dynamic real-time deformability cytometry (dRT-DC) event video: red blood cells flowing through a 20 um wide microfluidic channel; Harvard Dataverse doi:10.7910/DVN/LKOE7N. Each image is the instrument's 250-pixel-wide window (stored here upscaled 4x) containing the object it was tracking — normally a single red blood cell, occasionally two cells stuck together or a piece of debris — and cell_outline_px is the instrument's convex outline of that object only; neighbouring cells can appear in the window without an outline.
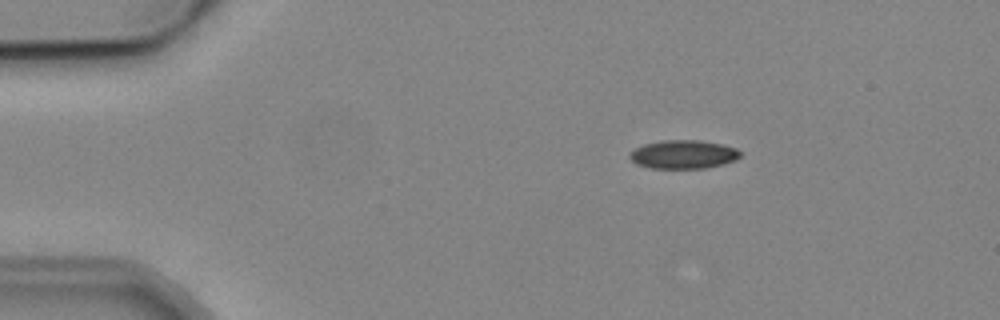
{"species": "common noctule bat (a hibernating species)", "species_latin": "Nyctalus noctula", "temperature_condition": "cold", "stored_images_in_passage": 4, "camera_frame_rate_fps": 3000, "um_per_image_px": 0.085, "animal": {"sex": "male", "body_mass_g": 19.2, "forearm_length_mm": 51.8}, "frame": {"image": 1, "passage_image": 1, "time_ms": 0.0, "image_size_px": [1000, 320], "cell_outline_px": [[740, 156], [736, 160], [724, 164], [704, 168], [648, 168], [636, 164], [628, 156], [636, 148], [644, 144], [660, 140], [700, 140], [720, 144], [736, 148], [740, 152]], "centroid_in_image_um": [58.08, 13.12], "position_along_channel_um": 26.9, "area_um2": 18.38}}
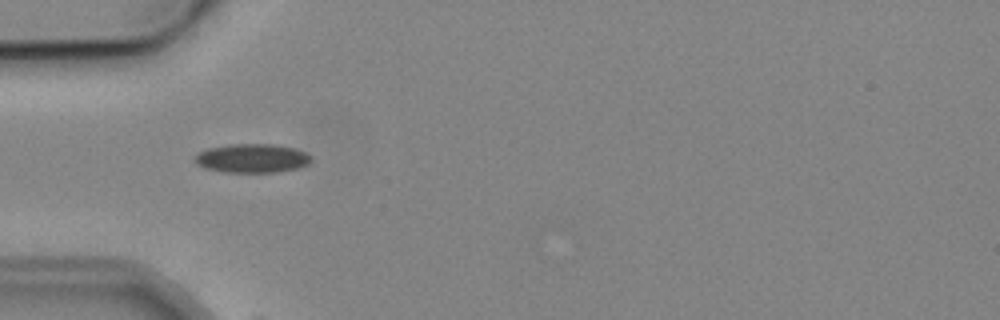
{"frame": {"image": 2, "passage_image": 3, "time_ms": 2.667, "image_size_px": [1000, 320], "cell_outline_px": [[312, 160], [308, 164], [296, 168], [276, 172], [224, 172], [204, 168], [196, 164], [192, 160], [196, 152], [208, 148], [228, 144], [276, 144], [292, 148], [304, 152]], "centroid_in_image_um": [21.33, 13.45], "position_along_channel_um": 63.7, "area_um2": 19.65}}